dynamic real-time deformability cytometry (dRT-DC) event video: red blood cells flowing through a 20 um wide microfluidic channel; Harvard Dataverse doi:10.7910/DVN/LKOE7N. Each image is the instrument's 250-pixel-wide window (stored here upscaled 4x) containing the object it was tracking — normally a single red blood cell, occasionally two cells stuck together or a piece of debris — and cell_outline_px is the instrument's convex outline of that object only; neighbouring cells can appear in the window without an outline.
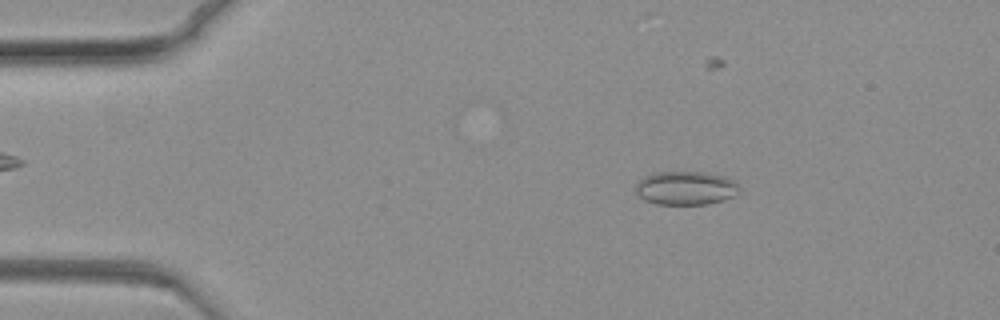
{"species": "common noctule bat (a hibernating species)", "species_latin": "Nyctalus noctula", "temperature_condition": "warm", "stored_images_in_passage": 73, "camera_frame_rate_fps": 3000, "um_per_image_px": 0.085, "animal": {"sex": "female", "body_mass_g": 19.3, "forearm_length_mm": 54.1}, "frame": {"image": 1, "passage_image": 5, "time_ms": 1.333, "image_size_px": [1000, 320], "cell_outline_px": [[740, 188], [732, 196], [724, 200], [708, 204], [656, 204], [644, 200], [636, 192], [636, 184], [644, 176], [656, 172], [704, 172], [724, 176], [736, 180]], "centroid_in_image_um": [58.3, 15.98], "position_along_channel_um": 26.7, "area_um2": 20.35}}
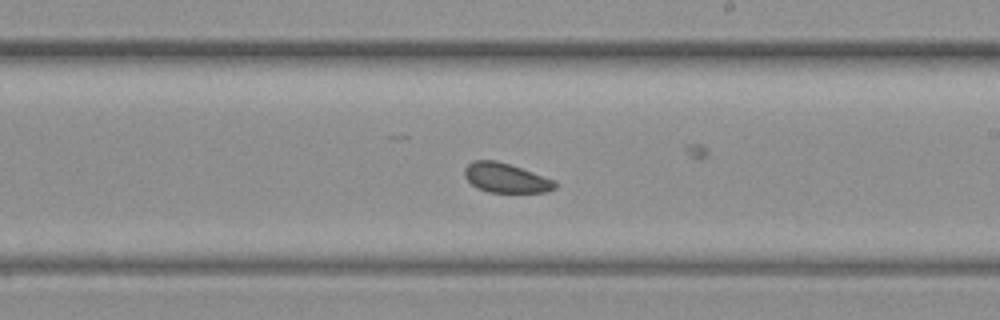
{"frame": {"image": 2, "passage_image": 39, "time_ms": 12.667, "image_size_px": [1000, 320], "cell_outline_px": [[556, 188], [544, 192], [488, 192], [476, 188], [464, 176], [464, 168], [472, 160], [496, 160], [556, 180]], "centroid_in_image_um": [42.97, 15.12], "position_along_channel_um": 246.0, "area_um2": 15.49}}
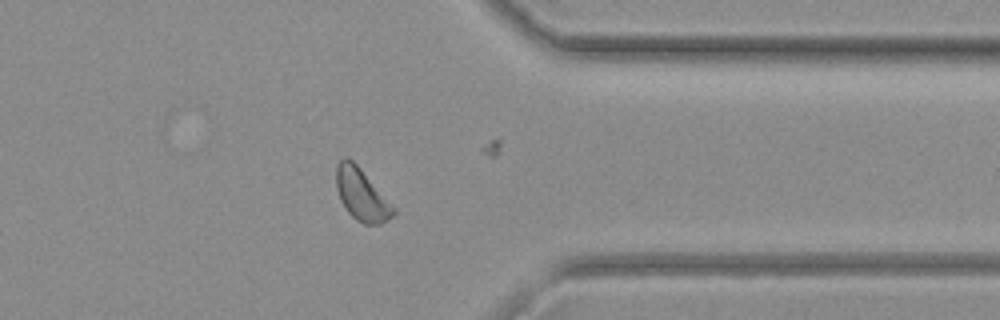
{"frame": {"image": 3, "passage_image": 56, "time_ms": 18.333, "image_size_px": [1000, 320], "cell_outline_px": [[396, 212], [392, 216], [380, 224], [364, 224], [356, 220], [348, 212], [340, 200], [336, 188], [336, 168], [340, 160], [348, 156], [360, 168], [396, 208]], "centroid_in_image_um": [30.73, 16.55], "position_along_channel_um": 380.7, "area_um2": 17.17}}